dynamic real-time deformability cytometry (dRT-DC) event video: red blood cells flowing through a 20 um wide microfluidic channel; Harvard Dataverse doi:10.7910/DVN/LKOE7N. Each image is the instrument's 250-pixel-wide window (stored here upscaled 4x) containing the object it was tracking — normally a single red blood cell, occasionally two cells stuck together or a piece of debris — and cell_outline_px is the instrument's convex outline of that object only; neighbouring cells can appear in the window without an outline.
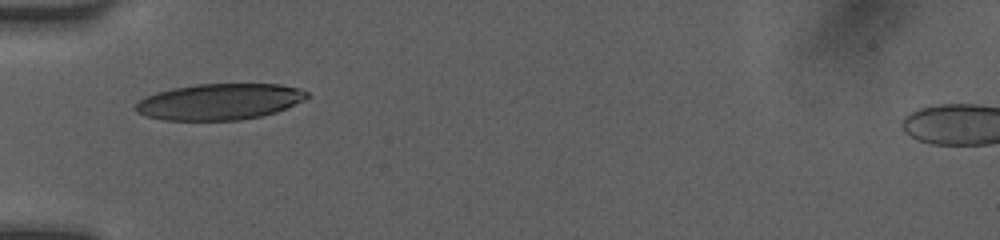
{"species": "human", "species_latin": "Homo sapiens", "temperature_condition": "room temperature", "stored_images_in_passage": 28, "camera_frame_rate_fps": 3000, "um_per_image_px": 0.085, "donor": {"sex": "female"}, "frame": {"image": 1, "passage_image": 1, "time_ms": 0.0, "image_size_px": [1000, 240], "cell_outline_px": [[308, 96], [304, 100], [276, 112], [260, 116], [240, 120], [164, 120], [148, 116], [136, 112], [132, 108], [144, 96], [156, 92], [172, 88], [196, 84], [280, 84], [300, 88], [308, 92]], "centroid_in_image_um": [18.63, 8.64], "position_along_channel_um": 66.4, "area_um2": 36.18}}
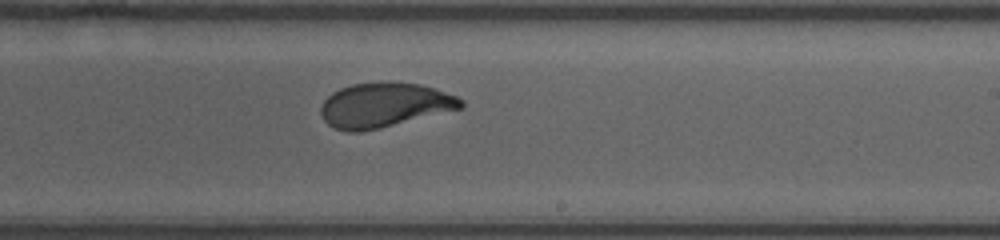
{"frame": {"image": 2, "passage_image": 15, "time_ms": 4.667, "image_size_px": [1000, 240], "cell_outline_px": [[464, 104], [460, 108], [380, 128], [360, 132], [348, 132], [336, 128], [328, 124], [324, 120], [320, 112], [320, 108], [324, 100], [332, 92], [340, 88], [352, 84], [380, 80], [388, 80], [420, 84], [436, 88], [456, 96], [464, 100]], "centroid_in_image_um": [32.64, 8.9], "position_along_channel_um": 256.4, "area_um2": 36.65}}
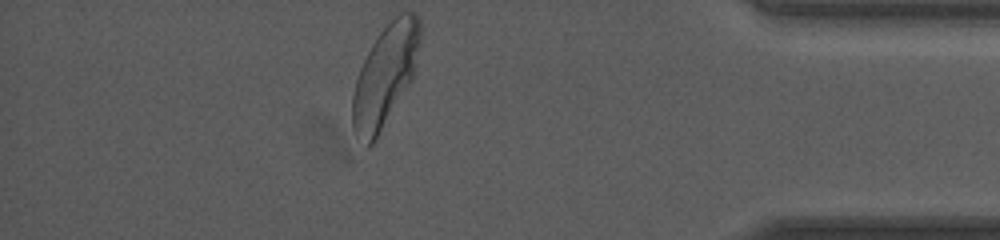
{"frame": {"image": 3, "passage_image": 28, "time_ms": 9.0, "image_size_px": [1000, 240], "cell_outline_px": [[420, 40], [412, 76], [408, 84], [376, 140], [368, 148], [364, 148], [356, 136], [352, 128], [352, 96], [356, 80], [360, 68], [376, 36], [400, 12], [412, 12], [420, 16]], "centroid_in_image_um": [32.7, 6.47], "position_along_channel_um": 402.5, "area_um2": 39.48}, "authors_computed_cell_mechanics": {"area_um2": 36.8475, "velocity_mm_per_s": 4.1252, "shape_relaxation_time_tau1_ms": 3.4633, "shape_relaxation_time_tau2_ms": null, "deformation_change_tau1": 0.157, "deformation_change_tau2": null}}